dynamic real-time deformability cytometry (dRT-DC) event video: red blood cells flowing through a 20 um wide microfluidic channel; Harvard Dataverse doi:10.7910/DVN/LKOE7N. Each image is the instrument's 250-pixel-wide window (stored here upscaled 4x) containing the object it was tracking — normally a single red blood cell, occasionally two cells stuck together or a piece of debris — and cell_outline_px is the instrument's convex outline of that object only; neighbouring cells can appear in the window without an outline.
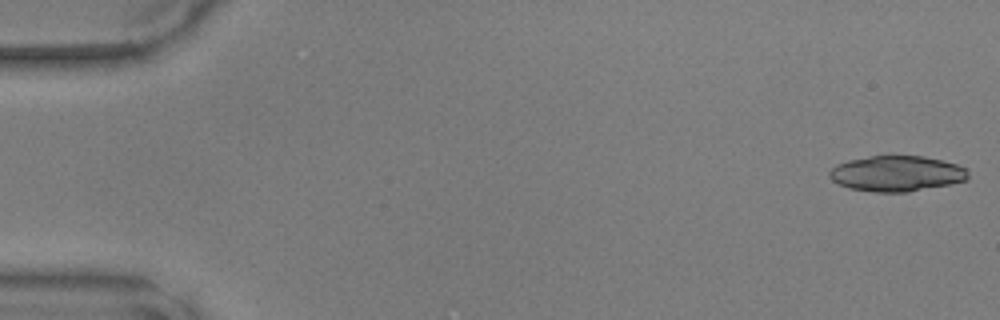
{"species": "common noctule bat (a hibernating species)", "species_latin": "Nyctalus noctula", "temperature_condition": "warm", "stored_images_in_passage": 47, "camera_frame_rate_fps": 3000, "um_per_image_px": 0.085, "animal": {"sex": "male", "body_mass_g": 17.9, "forearm_length_mm": 54.2}, "frame": {"image": 1, "passage_image": 1, "time_ms": 0.0, "image_size_px": [1000, 320], "cell_outline_px": [[968, 180], [908, 192], [876, 192], [848, 188], [832, 180], [828, 176], [828, 172], [836, 164], [848, 160], [872, 156], [924, 156], [956, 164], [964, 168], [968, 176]], "centroid_in_image_um": [76.17, 14.75], "position_along_channel_um": 8.8, "area_um2": 28.55}}
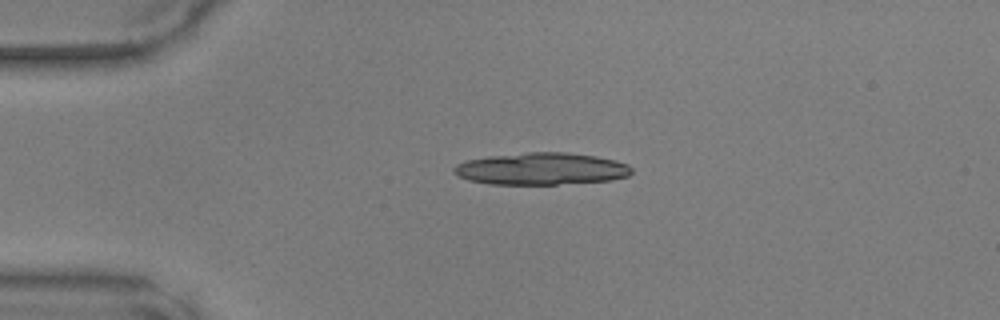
{"frame": {"image": 2, "passage_image": 11, "time_ms": 3.333, "image_size_px": [1000, 320], "cell_outline_px": [[632, 172], [628, 176], [612, 180], [556, 184], [488, 184], [468, 180], [456, 176], [452, 172], [452, 168], [456, 164], [468, 160], [488, 156], [528, 152], [568, 152], [596, 156], [616, 160], [628, 164], [632, 168]], "centroid_in_image_um": [46.0, 14.34], "position_along_channel_um": 39.0, "area_um2": 33.47}}